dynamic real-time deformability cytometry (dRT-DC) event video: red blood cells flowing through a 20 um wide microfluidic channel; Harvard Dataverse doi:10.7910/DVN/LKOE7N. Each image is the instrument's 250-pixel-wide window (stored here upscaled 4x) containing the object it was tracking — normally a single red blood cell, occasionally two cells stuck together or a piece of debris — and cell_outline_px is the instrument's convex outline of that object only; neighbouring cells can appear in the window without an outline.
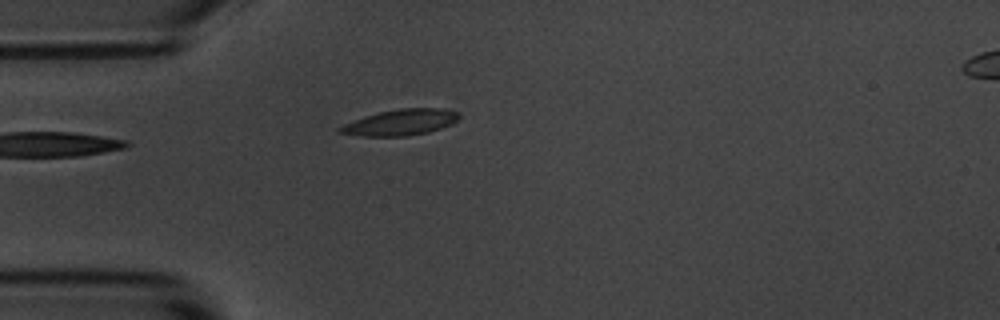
{"species": "common noctule bat (a hibernating species)", "species_latin": "Nyctalus noctula", "temperature_condition": "room temperature", "stored_images_in_passage": 8, "camera_frame_rate_fps": 3000, "um_per_image_px": 0.085, "animal": {"sex": "male", "body_mass_g": 20.1, "forearm_length_mm": 53.5}, "frame": {"image": 1, "passage_image": 6, "time_ms": 6.667, "image_size_px": [1000, 320], "cell_outline_px": [[460, 116], [456, 120], [440, 128], [428, 132], [408, 136], [364, 136], [336, 132], [336, 128], [344, 124], [364, 116], [380, 112], [400, 108], [440, 108], [456, 112]], "centroid_in_image_um": [33.98, 10.4], "position_along_channel_um": 51.0, "area_um2": 17.8}}